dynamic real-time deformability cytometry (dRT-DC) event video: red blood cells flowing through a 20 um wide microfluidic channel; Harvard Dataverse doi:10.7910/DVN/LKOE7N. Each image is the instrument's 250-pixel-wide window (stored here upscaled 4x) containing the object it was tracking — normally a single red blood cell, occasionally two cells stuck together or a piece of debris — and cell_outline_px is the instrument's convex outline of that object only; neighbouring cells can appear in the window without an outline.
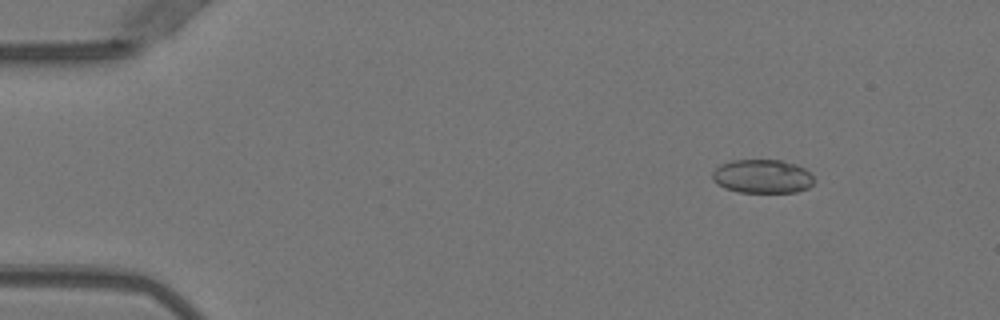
{"species": "Egyptian fruit bat (a non-hibernating species)", "species_latin": "Rousettus aegyptiacus", "temperature_condition": "warm", "stored_images_in_passage": 6, "camera_frame_rate_fps": 3000, "um_per_image_px": 0.085, "animal": {"sex": "female"}, "frame": {"image": 1, "passage_image": 2, "time_ms": 0.333, "image_size_px": [1000, 320], "cell_outline_px": [[812, 184], [808, 188], [796, 192], [740, 192], [724, 188], [716, 184], [712, 180], [712, 172], [720, 164], [732, 160], [780, 160], [796, 164], [804, 168], [812, 176]], "centroid_in_image_um": [64.76, 14.99], "position_along_channel_um": 20.2, "area_um2": 20.0}}
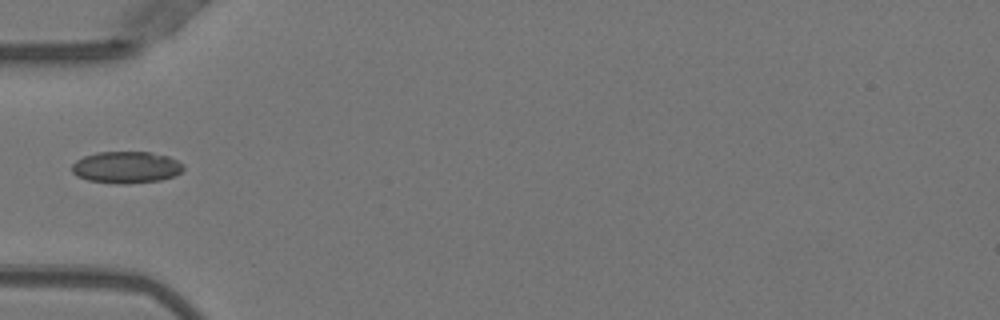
{"frame": {"image": 2, "passage_image": 5, "time_ms": 1.333, "image_size_px": [1000, 320], "cell_outline_px": [[184, 168], [176, 176], [160, 180], [124, 184], [116, 184], [88, 180], [76, 176], [72, 172], [72, 164], [76, 160], [84, 156], [96, 152], [148, 152], [168, 156], [184, 164]], "centroid_in_image_um": [10.72, 14.22], "position_along_channel_um": 74.3, "area_um2": 20.75}}
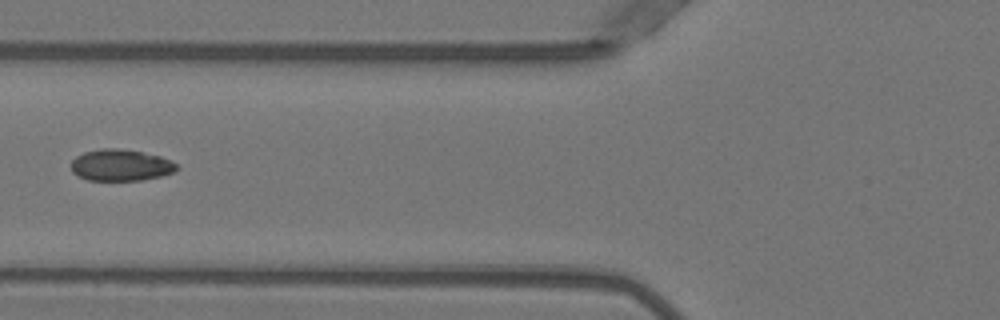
{"frame": {"image": 3, "passage_image": 6, "time_ms": 1.667, "image_size_px": [1000, 320], "cell_outline_px": [[180, 168], [172, 172], [160, 176], [140, 180], [88, 180], [72, 172], [72, 160], [76, 156], [84, 152], [100, 148], [116, 148], [140, 152], [160, 156], [172, 160]], "centroid_in_image_um": [10.26, 14.03], "position_along_channel_um": 115.5, "area_um2": 19.25}}